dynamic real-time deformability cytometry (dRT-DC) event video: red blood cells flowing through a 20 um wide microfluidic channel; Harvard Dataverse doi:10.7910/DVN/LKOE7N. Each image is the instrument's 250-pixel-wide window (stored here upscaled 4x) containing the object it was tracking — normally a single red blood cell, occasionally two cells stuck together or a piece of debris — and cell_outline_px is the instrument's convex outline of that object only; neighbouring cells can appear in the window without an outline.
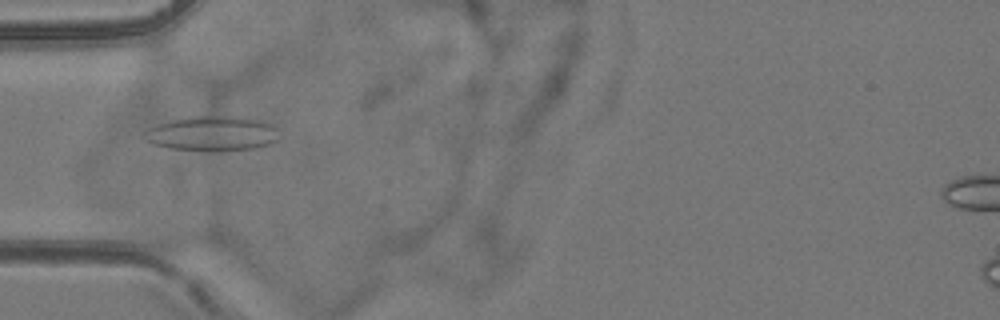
{"species": "common noctule bat (a hibernating species)", "species_latin": "Nyctalus noctula", "temperature_condition": "room temperature", "stored_images_in_passage": 42, "camera_frame_rate_fps": 3000, "um_per_image_px": 0.085, "animal": {"sex": "female", "body_mass_g": 24.6, "forearm_length_mm": 56.2}, "frame": {"image": 1, "passage_image": 13, "time_ms": 4.0, "image_size_px": [1000, 320], "cell_outline_px": [[280, 128], [276, 140], [272, 144], [252, 148], [220, 152], [200, 152], [168, 148], [152, 144], [144, 140], [140, 136], [148, 128], [172, 120], [192, 116], [236, 116], [264, 120]], "centroid_in_image_um": [18.04, 11.37], "position_along_channel_um": 67.0, "area_um2": 28.21}}
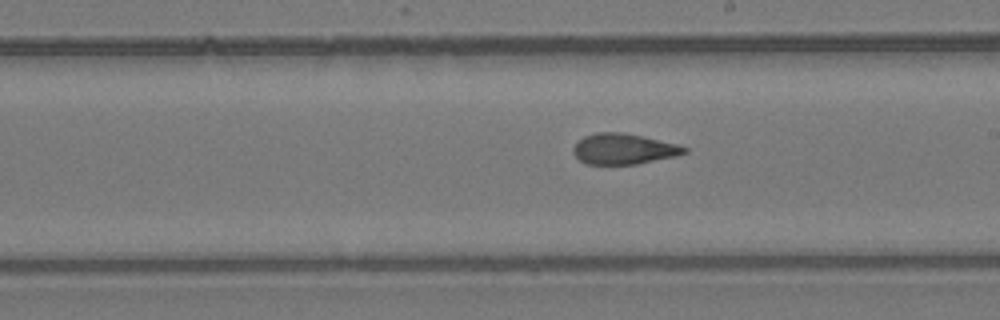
{"frame": {"image": 2, "passage_image": 26, "time_ms": 8.333, "image_size_px": [1000, 320], "cell_outline_px": [[688, 152], [676, 156], [636, 164], [584, 164], [572, 152], [572, 148], [576, 140], [584, 136], [596, 132], [620, 132], [640, 136], [676, 144], [688, 148]], "centroid_in_image_um": [52.95, 12.66], "position_along_channel_um": 236.0, "area_um2": 19.83}}
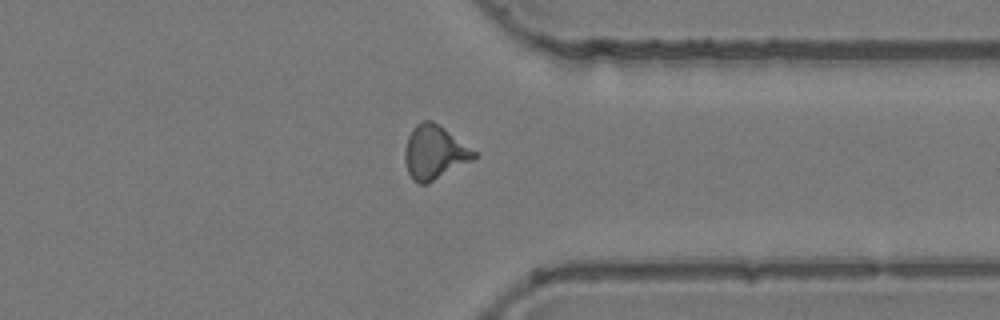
{"frame": {"image": 3, "passage_image": 37, "time_ms": 12.0, "image_size_px": [1000, 320], "cell_outline_px": [[476, 156], [472, 160], [428, 184], [420, 184], [412, 180], [408, 172], [404, 156], [404, 152], [408, 136], [412, 128], [420, 120], [432, 120], [444, 128], [476, 152]], "centroid_in_image_um": [36.89, 12.95], "position_along_channel_um": 374.5, "area_um2": 21.56}, "authors_computed_cell_mechanics": {"area_um2": 20.519, "velocity_mm_per_s": 3.8757, "shape_relaxation_time_tau1_ms": 11.0541, "shape_relaxation_time_tau2_ms": 2.2335, "deformation_change_tau1": 0.2291, "deformation_change_tau2": 0.0805}}